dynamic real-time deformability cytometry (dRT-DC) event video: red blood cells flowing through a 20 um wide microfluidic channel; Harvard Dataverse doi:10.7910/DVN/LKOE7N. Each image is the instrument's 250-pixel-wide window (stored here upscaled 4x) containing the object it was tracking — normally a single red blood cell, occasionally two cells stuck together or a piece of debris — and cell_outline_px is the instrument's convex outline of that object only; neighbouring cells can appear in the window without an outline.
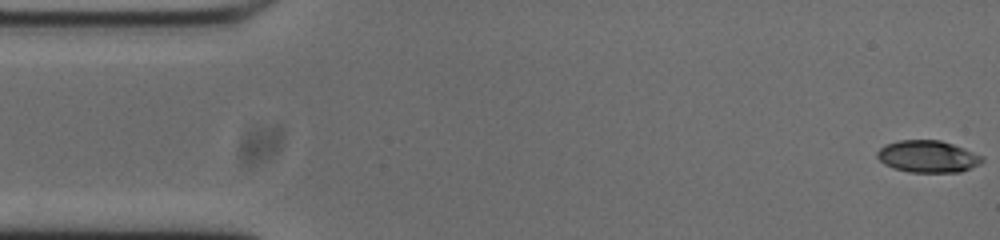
{"species": "common noctule bat (a hibernating species)", "species_latin": "Nyctalus noctula", "temperature_condition": "cold", "stored_images_in_passage": 54, "camera_frame_rate_fps": 3000, "um_per_image_px": 0.085, "animal": {"sex": "male", "body_mass_g": 20.0, "forearm_length_mm": 53.3}, "frame": {"image": 1, "passage_image": 1, "time_ms": 0.0, "image_size_px": [1000, 240], "cell_outline_px": [[984, 160], [980, 164], [960, 172], [908, 172], [892, 168], [884, 164], [876, 156], [876, 152], [884, 144], [900, 140], [940, 140], [964, 148], [984, 156]], "centroid_in_image_um": [78.85, 13.3], "position_along_channel_um": 6.1, "area_um2": 19.71}}
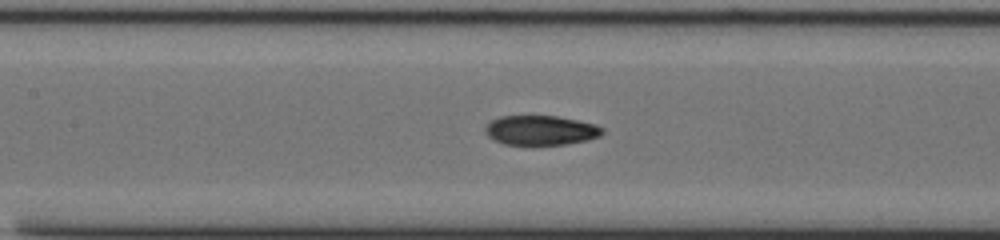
{"frame": {"image": 2, "passage_image": 23, "time_ms": 7.333, "image_size_px": [1000, 240], "cell_outline_px": [[604, 132], [600, 136], [588, 140], [564, 144], [532, 148], [504, 144], [492, 140], [484, 132], [484, 128], [492, 120], [500, 116], [556, 116], [596, 124], [604, 128]], "centroid_in_image_um": [45.93, 11.12], "position_along_channel_um": 161.5, "area_um2": 21.04}}
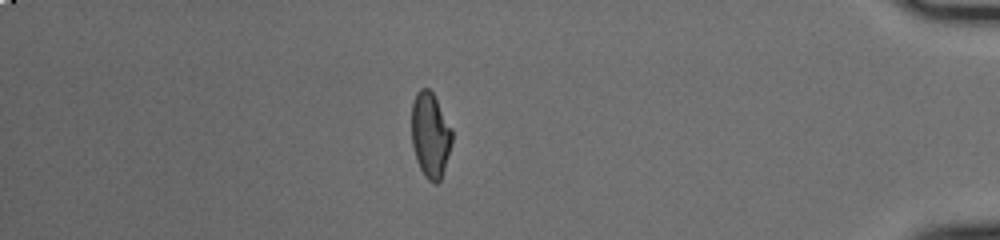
{"frame": {"image": 3, "passage_image": 46, "time_ms": 15.0, "image_size_px": [1000, 240], "cell_outline_px": [[452, 144], [440, 180], [436, 184], [428, 180], [424, 176], [416, 160], [412, 144], [412, 104], [416, 92], [420, 88], [428, 88], [432, 92], [452, 128]], "centroid_in_image_um": [36.57, 11.48], "position_along_channel_um": 398.6, "area_um2": 20.06}, "authors_computed_cell_mechanics": {"area_um2": 20.4034, "velocity_mm_per_s": 3.7422, "shape_relaxation_time_tau1_ms": 9.2348, "shape_relaxation_time_tau2_ms": 1.496, "deformation_change_tau1": 0.243, "deformation_change_tau2": 0.0689}}